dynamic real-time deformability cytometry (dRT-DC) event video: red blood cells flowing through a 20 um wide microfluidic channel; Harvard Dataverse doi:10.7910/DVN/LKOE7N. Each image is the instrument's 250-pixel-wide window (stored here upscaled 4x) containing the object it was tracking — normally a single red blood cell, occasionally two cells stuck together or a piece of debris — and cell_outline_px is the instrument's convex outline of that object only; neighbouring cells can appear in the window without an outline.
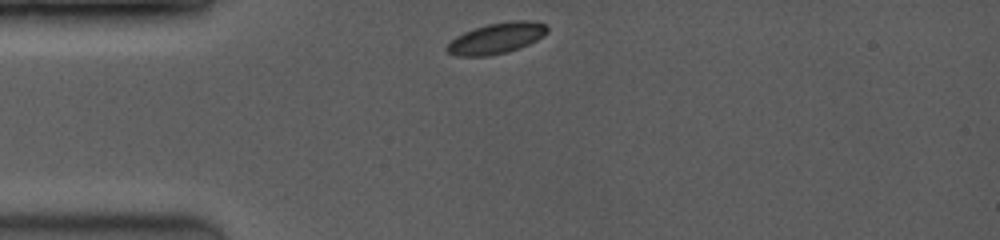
{"species": "common noctule bat (a hibernating species)", "species_latin": "Nyctalus noctula", "temperature_condition": "room temperature", "stored_images_in_passage": 15, "camera_frame_rate_fps": 3500, "um_per_image_px": 0.085, "animal": {"sex": "female", "body_mass_g": 19.0, "forearm_length_mm": 53.3}, "frame": {"image": 1, "passage_image": 1, "time_ms": 0.0, "image_size_px": [1000, 240], "cell_outline_px": [[548, 32], [544, 36], [528, 44], [508, 52], [488, 56], [456, 56], [448, 52], [444, 48], [456, 36], [464, 32], [488, 24], [512, 20], [536, 20], [544, 24], [548, 28]], "centroid_in_image_um": [42.22, 3.25], "position_along_channel_um": 42.8, "area_um2": 18.09}}
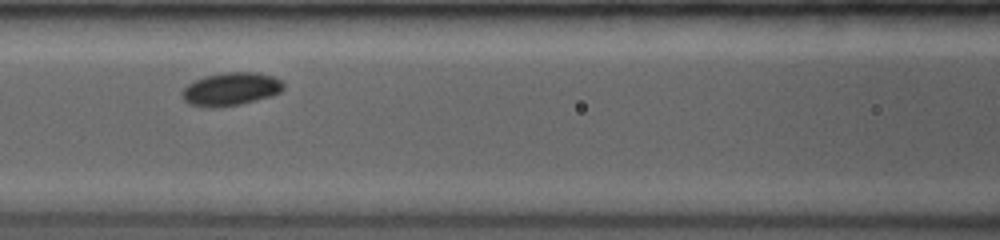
{"frame": {"image": 2, "passage_image": 10, "time_ms": 3.143, "image_size_px": [1000, 240], "cell_outline_px": [[284, 88], [280, 92], [272, 96], [240, 104], [212, 108], [208, 108], [188, 104], [184, 100], [184, 88], [188, 84], [204, 76], [220, 72], [256, 72], [272, 76], [280, 80], [284, 84]], "centroid_in_image_um": [19.64, 7.57], "position_along_channel_um": 147.0, "area_um2": 19.54}}
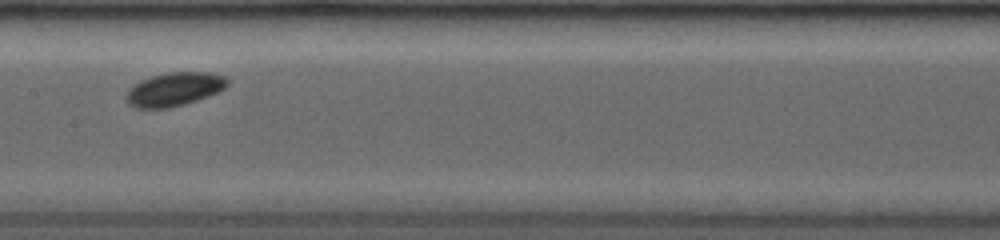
{"frame": {"image": 3, "passage_image": 14, "time_ms": 4.286, "image_size_px": [1000, 240], "cell_outline_px": [[228, 84], [224, 88], [208, 96], [184, 104], [168, 108], [136, 108], [128, 104], [124, 96], [128, 88], [132, 84], [140, 80], [152, 76], [168, 72], [208, 72], [224, 76], [228, 80]], "centroid_in_image_um": [14.75, 7.58], "position_along_channel_um": 192.6, "area_um2": 19.88}}